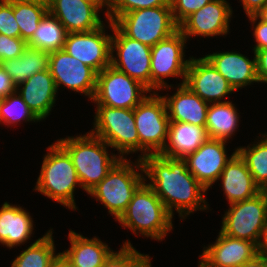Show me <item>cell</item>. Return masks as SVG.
Here are the masks:
<instances>
[{
	"mask_svg": "<svg viewBox=\"0 0 267 267\" xmlns=\"http://www.w3.org/2000/svg\"><path fill=\"white\" fill-rule=\"evenodd\" d=\"M104 25L89 31L67 33L64 50L97 73L111 65L112 35H106Z\"/></svg>",
	"mask_w": 267,
	"mask_h": 267,
	"instance_id": "obj_14",
	"label": "cell"
},
{
	"mask_svg": "<svg viewBox=\"0 0 267 267\" xmlns=\"http://www.w3.org/2000/svg\"><path fill=\"white\" fill-rule=\"evenodd\" d=\"M260 142L251 147L237 148V153L245 161L247 168L253 176L254 182L261 190H267V134Z\"/></svg>",
	"mask_w": 267,
	"mask_h": 267,
	"instance_id": "obj_31",
	"label": "cell"
},
{
	"mask_svg": "<svg viewBox=\"0 0 267 267\" xmlns=\"http://www.w3.org/2000/svg\"><path fill=\"white\" fill-rule=\"evenodd\" d=\"M134 118L139 150L142 151L139 159L148 154H159L167 143L170 123L163 97L155 91L152 95H146L134 108Z\"/></svg>",
	"mask_w": 267,
	"mask_h": 267,
	"instance_id": "obj_9",
	"label": "cell"
},
{
	"mask_svg": "<svg viewBox=\"0 0 267 267\" xmlns=\"http://www.w3.org/2000/svg\"><path fill=\"white\" fill-rule=\"evenodd\" d=\"M260 20L267 23V4L255 14Z\"/></svg>",
	"mask_w": 267,
	"mask_h": 267,
	"instance_id": "obj_47",
	"label": "cell"
},
{
	"mask_svg": "<svg viewBox=\"0 0 267 267\" xmlns=\"http://www.w3.org/2000/svg\"><path fill=\"white\" fill-rule=\"evenodd\" d=\"M100 8L88 0H50L48 12L65 27L67 33L89 32L103 25Z\"/></svg>",
	"mask_w": 267,
	"mask_h": 267,
	"instance_id": "obj_19",
	"label": "cell"
},
{
	"mask_svg": "<svg viewBox=\"0 0 267 267\" xmlns=\"http://www.w3.org/2000/svg\"><path fill=\"white\" fill-rule=\"evenodd\" d=\"M16 88L13 80L0 64V93L6 97L11 93L16 92Z\"/></svg>",
	"mask_w": 267,
	"mask_h": 267,
	"instance_id": "obj_41",
	"label": "cell"
},
{
	"mask_svg": "<svg viewBox=\"0 0 267 267\" xmlns=\"http://www.w3.org/2000/svg\"><path fill=\"white\" fill-rule=\"evenodd\" d=\"M178 87L174 95L162 96L169 120L205 126L209 103L193 93L185 84H179Z\"/></svg>",
	"mask_w": 267,
	"mask_h": 267,
	"instance_id": "obj_23",
	"label": "cell"
},
{
	"mask_svg": "<svg viewBox=\"0 0 267 267\" xmlns=\"http://www.w3.org/2000/svg\"><path fill=\"white\" fill-rule=\"evenodd\" d=\"M255 55L258 82L267 83V48L256 50Z\"/></svg>",
	"mask_w": 267,
	"mask_h": 267,
	"instance_id": "obj_40",
	"label": "cell"
},
{
	"mask_svg": "<svg viewBox=\"0 0 267 267\" xmlns=\"http://www.w3.org/2000/svg\"><path fill=\"white\" fill-rule=\"evenodd\" d=\"M68 236L71 247L62 253L74 267H101L113 251L96 237L88 239L74 231H70Z\"/></svg>",
	"mask_w": 267,
	"mask_h": 267,
	"instance_id": "obj_26",
	"label": "cell"
},
{
	"mask_svg": "<svg viewBox=\"0 0 267 267\" xmlns=\"http://www.w3.org/2000/svg\"><path fill=\"white\" fill-rule=\"evenodd\" d=\"M27 47V42L21 37H8L0 34V64L19 57Z\"/></svg>",
	"mask_w": 267,
	"mask_h": 267,
	"instance_id": "obj_38",
	"label": "cell"
},
{
	"mask_svg": "<svg viewBox=\"0 0 267 267\" xmlns=\"http://www.w3.org/2000/svg\"><path fill=\"white\" fill-rule=\"evenodd\" d=\"M101 267H151V259L135 250L128 240L118 252L112 251Z\"/></svg>",
	"mask_w": 267,
	"mask_h": 267,
	"instance_id": "obj_34",
	"label": "cell"
},
{
	"mask_svg": "<svg viewBox=\"0 0 267 267\" xmlns=\"http://www.w3.org/2000/svg\"><path fill=\"white\" fill-rule=\"evenodd\" d=\"M204 57L235 91L250 85L252 82H258L255 52L253 60H249L248 57L238 52L229 51L216 52Z\"/></svg>",
	"mask_w": 267,
	"mask_h": 267,
	"instance_id": "obj_20",
	"label": "cell"
},
{
	"mask_svg": "<svg viewBox=\"0 0 267 267\" xmlns=\"http://www.w3.org/2000/svg\"><path fill=\"white\" fill-rule=\"evenodd\" d=\"M248 17L253 24L257 23L256 21L259 20L254 27L253 35L257 43L254 46L253 51L255 52L256 50L267 48V23L260 20L256 15H251Z\"/></svg>",
	"mask_w": 267,
	"mask_h": 267,
	"instance_id": "obj_39",
	"label": "cell"
},
{
	"mask_svg": "<svg viewBox=\"0 0 267 267\" xmlns=\"http://www.w3.org/2000/svg\"><path fill=\"white\" fill-rule=\"evenodd\" d=\"M259 253L264 257L267 258V230L263 234V239L259 246Z\"/></svg>",
	"mask_w": 267,
	"mask_h": 267,
	"instance_id": "obj_45",
	"label": "cell"
},
{
	"mask_svg": "<svg viewBox=\"0 0 267 267\" xmlns=\"http://www.w3.org/2000/svg\"><path fill=\"white\" fill-rule=\"evenodd\" d=\"M92 3H94L95 5H97L100 9H102V7L107 6V10H106V16L109 13L110 10V6H111V0H88Z\"/></svg>",
	"mask_w": 267,
	"mask_h": 267,
	"instance_id": "obj_46",
	"label": "cell"
},
{
	"mask_svg": "<svg viewBox=\"0 0 267 267\" xmlns=\"http://www.w3.org/2000/svg\"><path fill=\"white\" fill-rule=\"evenodd\" d=\"M96 111L91 134L104 140L111 148H116L122 159L126 158L124 154L139 151L134 109L98 105Z\"/></svg>",
	"mask_w": 267,
	"mask_h": 267,
	"instance_id": "obj_8",
	"label": "cell"
},
{
	"mask_svg": "<svg viewBox=\"0 0 267 267\" xmlns=\"http://www.w3.org/2000/svg\"><path fill=\"white\" fill-rule=\"evenodd\" d=\"M113 24L125 36L150 47L179 30L171 6L130 11L120 15Z\"/></svg>",
	"mask_w": 267,
	"mask_h": 267,
	"instance_id": "obj_5",
	"label": "cell"
},
{
	"mask_svg": "<svg viewBox=\"0 0 267 267\" xmlns=\"http://www.w3.org/2000/svg\"><path fill=\"white\" fill-rule=\"evenodd\" d=\"M5 96L3 94L0 93V106L3 103Z\"/></svg>",
	"mask_w": 267,
	"mask_h": 267,
	"instance_id": "obj_49",
	"label": "cell"
},
{
	"mask_svg": "<svg viewBox=\"0 0 267 267\" xmlns=\"http://www.w3.org/2000/svg\"><path fill=\"white\" fill-rule=\"evenodd\" d=\"M33 220L22 207L5 202L0 209V243L9 248L31 237Z\"/></svg>",
	"mask_w": 267,
	"mask_h": 267,
	"instance_id": "obj_25",
	"label": "cell"
},
{
	"mask_svg": "<svg viewBox=\"0 0 267 267\" xmlns=\"http://www.w3.org/2000/svg\"><path fill=\"white\" fill-rule=\"evenodd\" d=\"M219 179L229 204L253 198L262 191L238 153L226 164Z\"/></svg>",
	"mask_w": 267,
	"mask_h": 267,
	"instance_id": "obj_22",
	"label": "cell"
},
{
	"mask_svg": "<svg viewBox=\"0 0 267 267\" xmlns=\"http://www.w3.org/2000/svg\"><path fill=\"white\" fill-rule=\"evenodd\" d=\"M49 70L57 90L64 85L93 100L97 87V72L93 68L61 49L49 53Z\"/></svg>",
	"mask_w": 267,
	"mask_h": 267,
	"instance_id": "obj_13",
	"label": "cell"
},
{
	"mask_svg": "<svg viewBox=\"0 0 267 267\" xmlns=\"http://www.w3.org/2000/svg\"><path fill=\"white\" fill-rule=\"evenodd\" d=\"M57 143L71 157L81 188L87 193L105 178L121 159L115 154L109 156L106 148L110 146L91 133L78 137L62 138Z\"/></svg>",
	"mask_w": 267,
	"mask_h": 267,
	"instance_id": "obj_2",
	"label": "cell"
},
{
	"mask_svg": "<svg viewBox=\"0 0 267 267\" xmlns=\"http://www.w3.org/2000/svg\"><path fill=\"white\" fill-rule=\"evenodd\" d=\"M1 65L17 87L32 75L49 69V53L28 46L19 57Z\"/></svg>",
	"mask_w": 267,
	"mask_h": 267,
	"instance_id": "obj_27",
	"label": "cell"
},
{
	"mask_svg": "<svg viewBox=\"0 0 267 267\" xmlns=\"http://www.w3.org/2000/svg\"><path fill=\"white\" fill-rule=\"evenodd\" d=\"M259 253L250 241L233 238L219 232L214 244L206 247L199 257L200 267H240Z\"/></svg>",
	"mask_w": 267,
	"mask_h": 267,
	"instance_id": "obj_18",
	"label": "cell"
},
{
	"mask_svg": "<svg viewBox=\"0 0 267 267\" xmlns=\"http://www.w3.org/2000/svg\"><path fill=\"white\" fill-rule=\"evenodd\" d=\"M40 175L34 190L50 199L76 210L75 186L81 187L76 169L69 154L56 142L47 148Z\"/></svg>",
	"mask_w": 267,
	"mask_h": 267,
	"instance_id": "obj_4",
	"label": "cell"
},
{
	"mask_svg": "<svg viewBox=\"0 0 267 267\" xmlns=\"http://www.w3.org/2000/svg\"><path fill=\"white\" fill-rule=\"evenodd\" d=\"M134 166L149 178L148 185L172 216L173 208L182 218L208 208L204 196L207 189L189 172L184 159L148 154L138 158Z\"/></svg>",
	"mask_w": 267,
	"mask_h": 267,
	"instance_id": "obj_1",
	"label": "cell"
},
{
	"mask_svg": "<svg viewBox=\"0 0 267 267\" xmlns=\"http://www.w3.org/2000/svg\"><path fill=\"white\" fill-rule=\"evenodd\" d=\"M52 231L38 238L12 262L11 267H50L55 255Z\"/></svg>",
	"mask_w": 267,
	"mask_h": 267,
	"instance_id": "obj_30",
	"label": "cell"
},
{
	"mask_svg": "<svg viewBox=\"0 0 267 267\" xmlns=\"http://www.w3.org/2000/svg\"><path fill=\"white\" fill-rule=\"evenodd\" d=\"M247 16L255 15L266 4L267 0H241Z\"/></svg>",
	"mask_w": 267,
	"mask_h": 267,
	"instance_id": "obj_42",
	"label": "cell"
},
{
	"mask_svg": "<svg viewBox=\"0 0 267 267\" xmlns=\"http://www.w3.org/2000/svg\"><path fill=\"white\" fill-rule=\"evenodd\" d=\"M171 6L170 0H111L107 19L114 22L120 15L145 8Z\"/></svg>",
	"mask_w": 267,
	"mask_h": 267,
	"instance_id": "obj_35",
	"label": "cell"
},
{
	"mask_svg": "<svg viewBox=\"0 0 267 267\" xmlns=\"http://www.w3.org/2000/svg\"><path fill=\"white\" fill-rule=\"evenodd\" d=\"M111 66L140 82L151 92V47L125 36L110 20ZM117 51V58L113 55Z\"/></svg>",
	"mask_w": 267,
	"mask_h": 267,
	"instance_id": "obj_11",
	"label": "cell"
},
{
	"mask_svg": "<svg viewBox=\"0 0 267 267\" xmlns=\"http://www.w3.org/2000/svg\"><path fill=\"white\" fill-rule=\"evenodd\" d=\"M13 12L20 28L21 38L28 42L38 28L39 22L48 12V5L13 1Z\"/></svg>",
	"mask_w": 267,
	"mask_h": 267,
	"instance_id": "obj_32",
	"label": "cell"
},
{
	"mask_svg": "<svg viewBox=\"0 0 267 267\" xmlns=\"http://www.w3.org/2000/svg\"><path fill=\"white\" fill-rule=\"evenodd\" d=\"M229 206L220 231L227 236L253 242L259 247L267 230V190Z\"/></svg>",
	"mask_w": 267,
	"mask_h": 267,
	"instance_id": "obj_7",
	"label": "cell"
},
{
	"mask_svg": "<svg viewBox=\"0 0 267 267\" xmlns=\"http://www.w3.org/2000/svg\"><path fill=\"white\" fill-rule=\"evenodd\" d=\"M213 0H170L175 22L180 25L188 16Z\"/></svg>",
	"mask_w": 267,
	"mask_h": 267,
	"instance_id": "obj_37",
	"label": "cell"
},
{
	"mask_svg": "<svg viewBox=\"0 0 267 267\" xmlns=\"http://www.w3.org/2000/svg\"><path fill=\"white\" fill-rule=\"evenodd\" d=\"M209 139L205 126L170 121L167 140L161 156L184 159Z\"/></svg>",
	"mask_w": 267,
	"mask_h": 267,
	"instance_id": "obj_24",
	"label": "cell"
},
{
	"mask_svg": "<svg viewBox=\"0 0 267 267\" xmlns=\"http://www.w3.org/2000/svg\"><path fill=\"white\" fill-rule=\"evenodd\" d=\"M145 182L146 179L135 191L127 209L117 221L135 234L140 233L160 241L173 229V216Z\"/></svg>",
	"mask_w": 267,
	"mask_h": 267,
	"instance_id": "obj_3",
	"label": "cell"
},
{
	"mask_svg": "<svg viewBox=\"0 0 267 267\" xmlns=\"http://www.w3.org/2000/svg\"><path fill=\"white\" fill-rule=\"evenodd\" d=\"M226 141L211 139L205 141L196 151L187 155L186 161L189 172L208 190L219 176L231 157L226 155Z\"/></svg>",
	"mask_w": 267,
	"mask_h": 267,
	"instance_id": "obj_15",
	"label": "cell"
},
{
	"mask_svg": "<svg viewBox=\"0 0 267 267\" xmlns=\"http://www.w3.org/2000/svg\"><path fill=\"white\" fill-rule=\"evenodd\" d=\"M186 38L178 30L170 37L151 47V91L168 89L171 86L164 81L167 77H182L184 84L189 60H184ZM168 87V88H167Z\"/></svg>",
	"mask_w": 267,
	"mask_h": 267,
	"instance_id": "obj_12",
	"label": "cell"
},
{
	"mask_svg": "<svg viewBox=\"0 0 267 267\" xmlns=\"http://www.w3.org/2000/svg\"><path fill=\"white\" fill-rule=\"evenodd\" d=\"M239 113L229 101L210 103L208 106L206 125L209 138L227 141L237 130Z\"/></svg>",
	"mask_w": 267,
	"mask_h": 267,
	"instance_id": "obj_28",
	"label": "cell"
},
{
	"mask_svg": "<svg viewBox=\"0 0 267 267\" xmlns=\"http://www.w3.org/2000/svg\"><path fill=\"white\" fill-rule=\"evenodd\" d=\"M184 84L209 104L222 102L224 96L235 91L205 57L190 58Z\"/></svg>",
	"mask_w": 267,
	"mask_h": 267,
	"instance_id": "obj_16",
	"label": "cell"
},
{
	"mask_svg": "<svg viewBox=\"0 0 267 267\" xmlns=\"http://www.w3.org/2000/svg\"><path fill=\"white\" fill-rule=\"evenodd\" d=\"M21 120L41 121L16 91L4 98L0 106V123H5L8 126L9 124L20 123Z\"/></svg>",
	"mask_w": 267,
	"mask_h": 267,
	"instance_id": "obj_33",
	"label": "cell"
},
{
	"mask_svg": "<svg viewBox=\"0 0 267 267\" xmlns=\"http://www.w3.org/2000/svg\"><path fill=\"white\" fill-rule=\"evenodd\" d=\"M150 92L140 82L109 65L97 73L94 101L112 108L134 109Z\"/></svg>",
	"mask_w": 267,
	"mask_h": 267,
	"instance_id": "obj_10",
	"label": "cell"
},
{
	"mask_svg": "<svg viewBox=\"0 0 267 267\" xmlns=\"http://www.w3.org/2000/svg\"><path fill=\"white\" fill-rule=\"evenodd\" d=\"M231 8L226 0H213L188 16L179 25V30L186 39L190 36L226 35L232 17Z\"/></svg>",
	"mask_w": 267,
	"mask_h": 267,
	"instance_id": "obj_17",
	"label": "cell"
},
{
	"mask_svg": "<svg viewBox=\"0 0 267 267\" xmlns=\"http://www.w3.org/2000/svg\"><path fill=\"white\" fill-rule=\"evenodd\" d=\"M22 85L24 86L21 87ZM16 90L40 120L49 115L55 104L57 88L49 69L32 75L18 85Z\"/></svg>",
	"mask_w": 267,
	"mask_h": 267,
	"instance_id": "obj_21",
	"label": "cell"
},
{
	"mask_svg": "<svg viewBox=\"0 0 267 267\" xmlns=\"http://www.w3.org/2000/svg\"><path fill=\"white\" fill-rule=\"evenodd\" d=\"M0 34L8 37H21L13 12V1L0 0Z\"/></svg>",
	"mask_w": 267,
	"mask_h": 267,
	"instance_id": "obj_36",
	"label": "cell"
},
{
	"mask_svg": "<svg viewBox=\"0 0 267 267\" xmlns=\"http://www.w3.org/2000/svg\"><path fill=\"white\" fill-rule=\"evenodd\" d=\"M67 31L62 23L47 12L27 45L48 53L64 48Z\"/></svg>",
	"mask_w": 267,
	"mask_h": 267,
	"instance_id": "obj_29",
	"label": "cell"
},
{
	"mask_svg": "<svg viewBox=\"0 0 267 267\" xmlns=\"http://www.w3.org/2000/svg\"><path fill=\"white\" fill-rule=\"evenodd\" d=\"M240 267H267V258H264L260 253H258Z\"/></svg>",
	"mask_w": 267,
	"mask_h": 267,
	"instance_id": "obj_43",
	"label": "cell"
},
{
	"mask_svg": "<svg viewBox=\"0 0 267 267\" xmlns=\"http://www.w3.org/2000/svg\"><path fill=\"white\" fill-rule=\"evenodd\" d=\"M133 163L121 158L113 168L88 194L100 201L116 221L125 212L133 194L145 181L144 175L137 172Z\"/></svg>",
	"mask_w": 267,
	"mask_h": 267,
	"instance_id": "obj_6",
	"label": "cell"
},
{
	"mask_svg": "<svg viewBox=\"0 0 267 267\" xmlns=\"http://www.w3.org/2000/svg\"><path fill=\"white\" fill-rule=\"evenodd\" d=\"M9 1L41 3V4H45V5H48L50 2V0H9Z\"/></svg>",
	"mask_w": 267,
	"mask_h": 267,
	"instance_id": "obj_48",
	"label": "cell"
},
{
	"mask_svg": "<svg viewBox=\"0 0 267 267\" xmlns=\"http://www.w3.org/2000/svg\"><path fill=\"white\" fill-rule=\"evenodd\" d=\"M50 267H74V265L63 253L60 252L52 260Z\"/></svg>",
	"mask_w": 267,
	"mask_h": 267,
	"instance_id": "obj_44",
	"label": "cell"
}]
</instances>
